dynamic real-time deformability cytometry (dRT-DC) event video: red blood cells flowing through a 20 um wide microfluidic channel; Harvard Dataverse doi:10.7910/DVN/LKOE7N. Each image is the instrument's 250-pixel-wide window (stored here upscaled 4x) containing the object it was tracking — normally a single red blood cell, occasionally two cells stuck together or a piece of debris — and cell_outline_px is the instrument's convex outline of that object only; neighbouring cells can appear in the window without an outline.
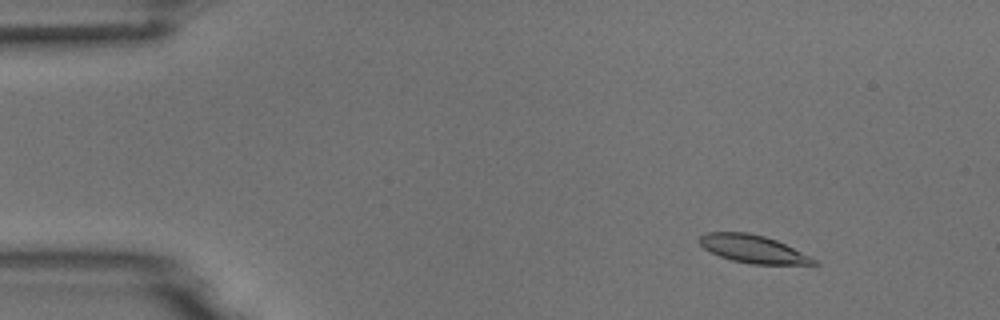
{"species": "common noctule bat (a hibernating species)", "species_latin": "Nyctalus noctula", "temperature_condition": "room temperature", "stored_images_in_passage": 3, "camera_frame_rate_fps": 3000, "um_per_image_px": 0.085, "animal": {"sex": "male", "body_mass_g": 18.8}, "frame": {"image": 1, "passage_image": 1, "time_ms": 0.0, "image_size_px": [1000, 320], "cell_outline_px": [[820, 264], [816, 268], [752, 264], [732, 260], [720, 256], [704, 248], [700, 244], [700, 236], [708, 232], [748, 232], [764, 236], [776, 240], [816, 260]], "centroid_in_image_um": [64.16, 21.23], "position_along_channel_um": 20.8, "area_um2": 19.07}}